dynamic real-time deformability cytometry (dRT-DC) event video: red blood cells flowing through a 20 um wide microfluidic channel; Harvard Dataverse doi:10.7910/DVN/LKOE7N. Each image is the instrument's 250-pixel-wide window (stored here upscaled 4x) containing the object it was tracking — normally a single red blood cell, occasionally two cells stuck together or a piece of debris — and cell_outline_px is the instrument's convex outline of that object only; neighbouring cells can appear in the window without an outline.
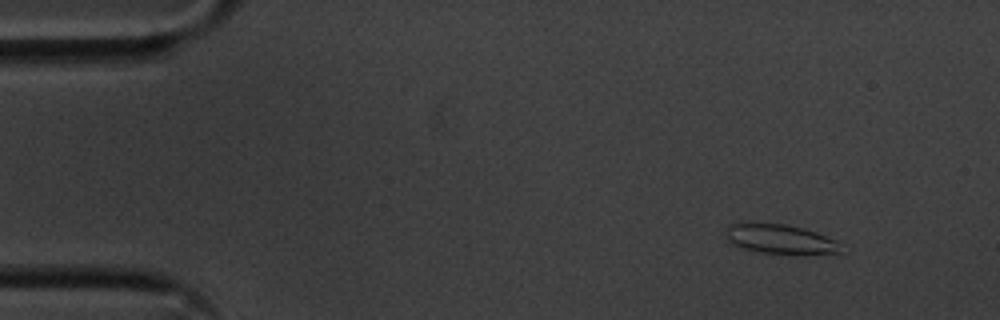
{"species": "common noctule bat (a hibernating species)", "species_latin": "Nyctalus noctula", "temperature_condition": "cold", "stored_images_in_passage": 52, "segment_of_instrument_passage": [1, 2], "camera_frame_rate_fps": 3000, "um_per_image_px": 0.085, "animal": {"sex": "male", "body_mass_g": 20.1, "forearm_length_mm": 53.5}, "frame": {"image": 1, "passage_image": 1, "time_ms": 0.0, "image_size_px": [1000, 320], "cell_outline_px": [[844, 252], [804, 256], [800, 256], [760, 252], [740, 248], [732, 244], [724, 236], [724, 228], [728, 224], [788, 224], [816, 232], [836, 240]], "centroid_in_image_um": [66.34, 20.37], "position_along_channel_um": 18.7, "area_um2": 20.35}}
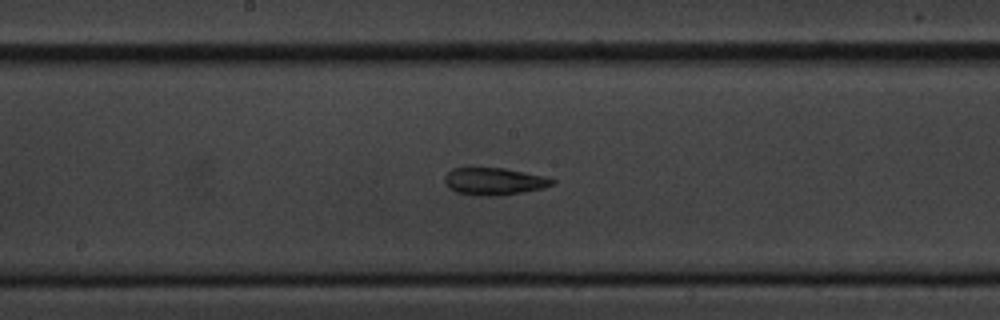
{"frame": {"image": 2, "passage_image": 24, "time_ms": 7.667, "image_size_px": [1000, 320], "cell_outline_px": [[556, 184], [544, 188], [500, 196], [480, 196], [456, 192], [448, 188], [444, 184], [444, 176], [452, 168], [504, 168], [544, 176], [556, 180]], "centroid_in_image_um": [41.99, 15.42], "position_along_channel_um": 206.2, "area_um2": 17.28}}
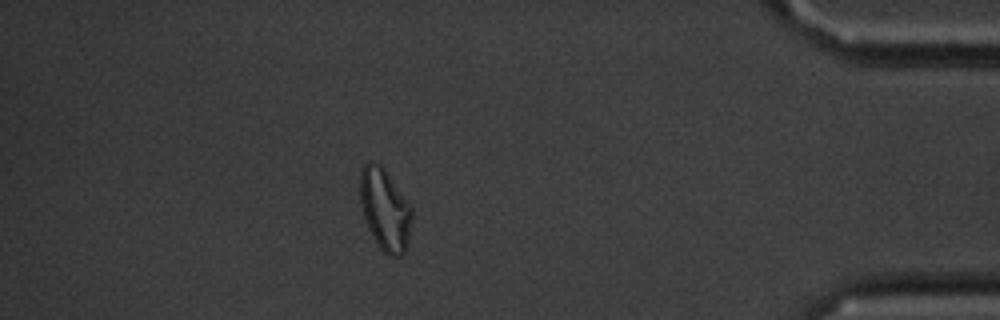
{"frame": {"image": 3, "passage_image": 44, "time_ms": 14.333, "image_size_px": [1000, 320], "cell_outline_px": [[412, 216], [408, 240], [404, 252], [400, 256], [388, 256], [380, 248], [372, 236], [368, 228], [360, 204], [360, 172], [364, 164], [368, 160], [380, 164], [384, 168], [412, 208]], "centroid_in_image_um": [32.7, 17.8], "position_along_channel_um": 402.5, "area_um2": 24.57}}